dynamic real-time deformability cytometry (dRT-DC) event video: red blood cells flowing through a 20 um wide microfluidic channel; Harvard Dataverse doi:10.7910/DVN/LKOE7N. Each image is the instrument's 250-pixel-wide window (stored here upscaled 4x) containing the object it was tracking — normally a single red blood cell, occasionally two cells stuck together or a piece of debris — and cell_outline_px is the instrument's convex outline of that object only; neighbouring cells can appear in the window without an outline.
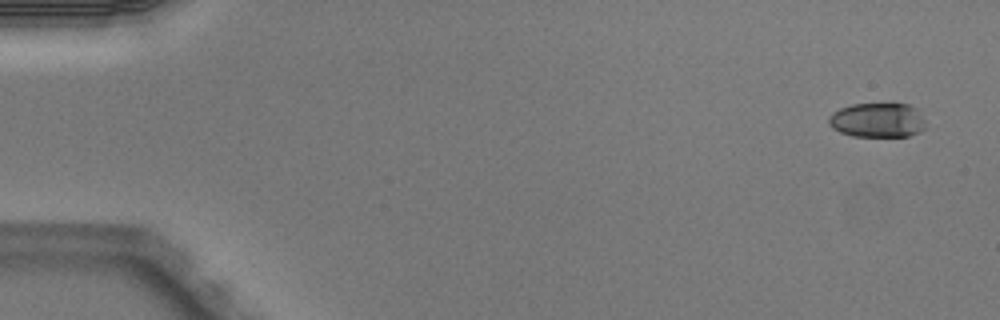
{"species": "Egyptian fruit bat (a non-hibernating species)", "species_latin": "Rousettus aegyptiacus", "temperature_condition": "warm", "stored_images_in_passage": 5, "camera_frame_rate_fps": 3000, "um_per_image_px": 0.085, "animal": {"sex": "male"}, "frame": {"image": 1, "passage_image": 1, "time_ms": 0.0, "image_size_px": [1000, 320], "cell_outline_px": [[924, 128], [920, 132], [908, 136], [852, 136], [840, 132], [832, 128], [828, 124], [828, 116], [832, 112], [840, 108], [852, 104], [892, 100], [908, 104], [916, 108], [924, 120]], "centroid_in_image_um": [74.57, 10.15], "position_along_channel_um": 10.4, "area_um2": 20.35}}